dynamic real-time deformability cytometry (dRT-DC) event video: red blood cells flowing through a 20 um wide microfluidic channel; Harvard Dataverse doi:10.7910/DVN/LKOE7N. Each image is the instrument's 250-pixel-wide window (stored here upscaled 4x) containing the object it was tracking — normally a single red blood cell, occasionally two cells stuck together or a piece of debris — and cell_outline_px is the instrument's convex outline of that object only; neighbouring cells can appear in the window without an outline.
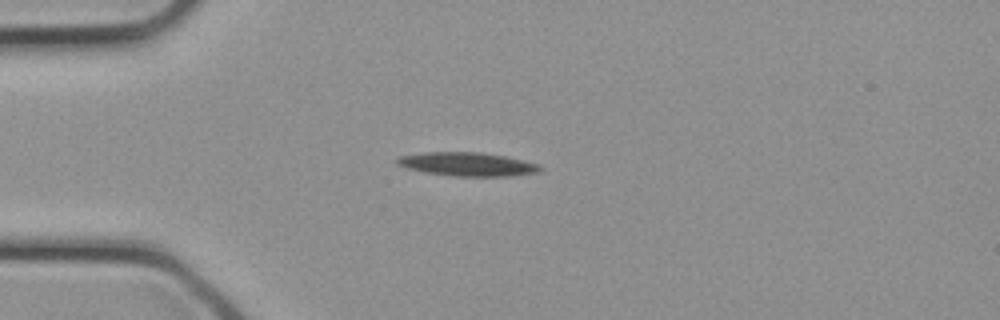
{"species": "common noctule bat (a hibernating species)", "species_latin": "Nyctalus noctula", "temperature_condition": "cold", "stored_images_in_passage": 25, "camera_frame_rate_fps": 3000, "um_per_image_px": 0.085, "animal": {"sex": "female", "body_mass_g": 21.9}, "frame": {"image": 1, "passage_image": 1, "time_ms": 0.0, "image_size_px": [1000, 320], "cell_outline_px": [[544, 168], [536, 172], [512, 176], [452, 176], [424, 172], [408, 168], [396, 164], [396, 160], [400, 156], [424, 152], [480, 152], [504, 156], [524, 160], [540, 164]], "centroid_in_image_um": [39.74, 13.95], "position_along_channel_um": 45.3, "area_um2": 19.71}}
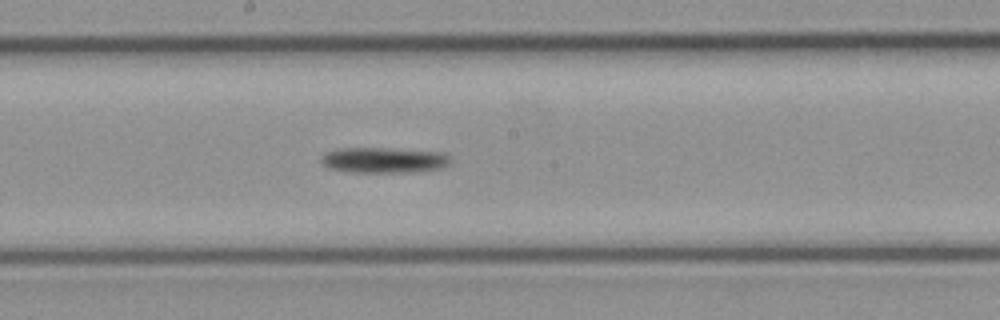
{"frame": {"image": 2, "passage_image": 10, "time_ms": 3.0, "image_size_px": [1000, 320], "cell_outline_px": [[452, 160], [444, 168], [412, 172], [352, 172], [328, 168], [320, 160], [320, 156], [324, 152], [340, 148], [384, 148], [444, 152], [452, 156]], "centroid_in_image_um": [32.66, 13.6], "position_along_channel_um": 215.5, "area_um2": 19.54}}
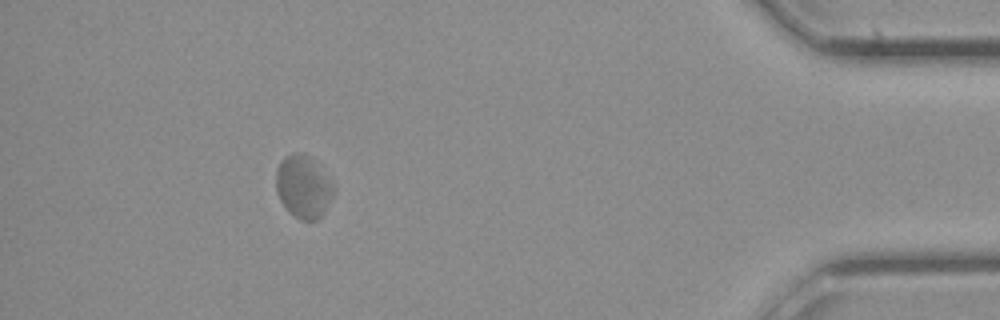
{"frame": {"image": 3, "passage_image": 22, "time_ms": 7.0, "image_size_px": [1000, 320], "cell_outline_px": [[336, 188], [324, 212], [316, 220], [300, 220], [280, 200], [276, 188], [276, 168], [280, 160], [284, 156], [292, 152], [300, 152], [308, 156], [312, 160]], "centroid_in_image_um": [25.76, 15.84], "position_along_channel_um": 409.4, "area_um2": 20.58}}